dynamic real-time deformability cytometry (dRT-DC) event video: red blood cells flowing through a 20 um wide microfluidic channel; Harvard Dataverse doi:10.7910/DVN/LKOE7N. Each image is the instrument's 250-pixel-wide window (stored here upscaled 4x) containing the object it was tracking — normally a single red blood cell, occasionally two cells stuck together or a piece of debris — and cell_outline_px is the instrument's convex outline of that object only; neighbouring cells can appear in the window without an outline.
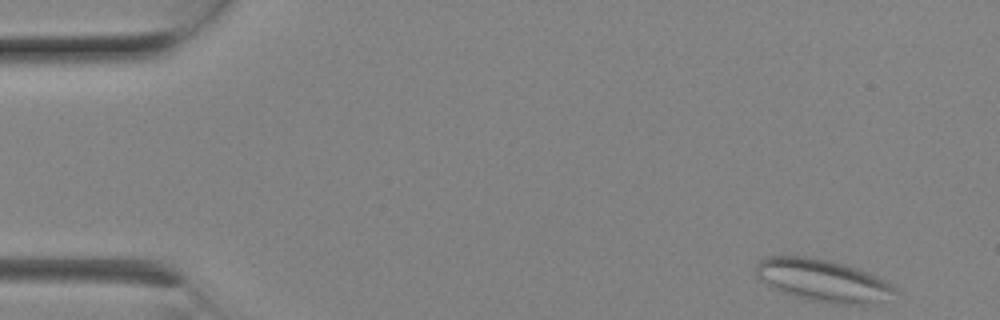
{"species": "Egyptian fruit bat (a non-hibernating species)", "species_latin": "Rousettus aegyptiacus", "temperature_condition": "room temperature", "stored_images_in_passage": 9, "camera_frame_rate_fps": 3000, "um_per_image_px": 0.085, "animal": {"sex": "female"}, "frame": {"image": 1, "passage_image": 1, "time_ms": 0.0, "image_size_px": [1000, 320], "cell_outline_px": [[900, 292], [860, 304], [832, 304], [812, 300], [796, 296], [784, 292], [764, 284], [756, 276], [756, 264], [764, 256], [812, 256], [832, 260], [868, 272], [892, 284]], "centroid_in_image_um": [69.86, 23.79], "position_along_channel_um": 15.1, "area_um2": 33.87}}
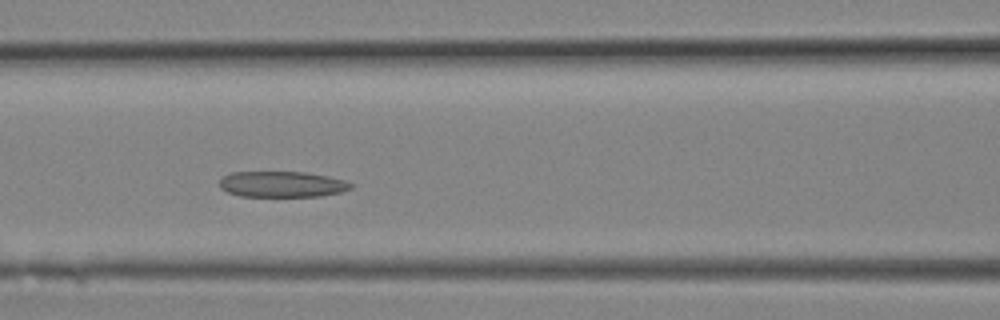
{"frame": {"image": 2, "passage_image": 8, "time_ms": 2.333, "image_size_px": [1000, 320], "cell_outline_px": [[356, 184], [352, 188], [340, 192], [320, 196], [240, 196], [228, 192], [220, 188], [220, 176], [232, 172], [304, 172], [328, 176], [344, 180]], "centroid_in_image_um": [23.97, 15.65], "position_along_channel_um": 142.6, "area_um2": 19.88}}
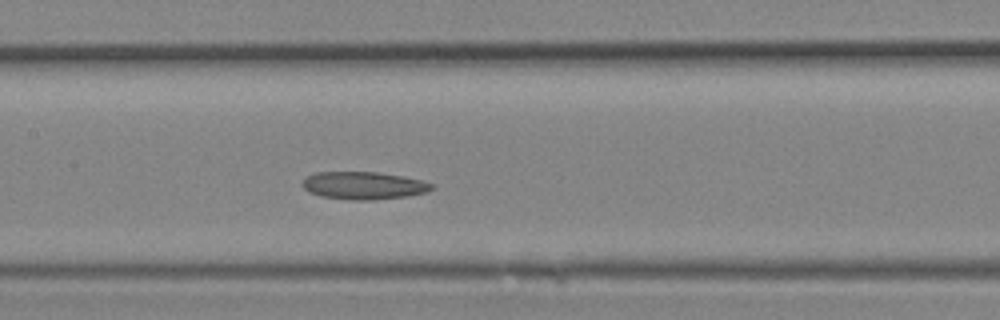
{"frame": {"image": 3, "passage_image": 9, "time_ms": 2.667, "image_size_px": [1000, 320], "cell_outline_px": [[436, 188], [428, 192], [408, 196], [372, 200], [348, 200], [320, 196], [308, 192], [300, 184], [304, 176], [316, 172], [380, 172], [404, 176], [424, 180], [432, 184]], "centroid_in_image_um": [30.91, 15.77], "position_along_channel_um": 176.5, "area_um2": 21.33}}